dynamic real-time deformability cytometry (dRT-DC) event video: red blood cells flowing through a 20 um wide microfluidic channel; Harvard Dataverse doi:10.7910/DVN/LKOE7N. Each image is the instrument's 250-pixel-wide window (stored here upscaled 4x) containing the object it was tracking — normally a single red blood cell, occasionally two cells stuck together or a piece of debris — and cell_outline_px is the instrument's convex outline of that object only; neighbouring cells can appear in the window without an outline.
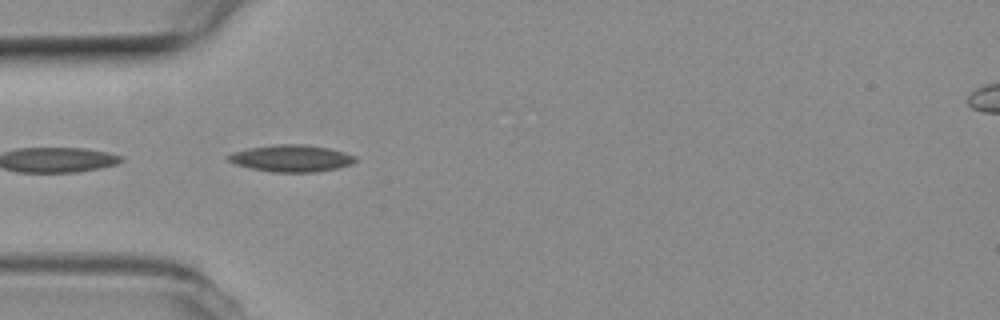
{"species": "common noctule bat (a hibernating species)", "species_latin": "Nyctalus noctula", "temperature_condition": "room temperature", "stored_images_in_passage": 11, "camera_frame_rate_fps": 3000, "um_per_image_px": 0.085, "animal": {"sex": "female", "body_mass_g": 19.3, "forearm_length_mm": 54.1}, "frame": {"image": 1, "passage_image": 2, "time_ms": 0.333, "image_size_px": [1000, 320], "cell_outline_px": [[356, 160], [352, 164], [336, 168], [316, 172], [272, 172], [252, 168], [236, 164], [228, 160], [228, 156], [232, 152], [248, 148], [276, 144], [300, 144], [328, 148], [344, 152], [356, 156]], "centroid_in_image_um": [24.77, 13.45], "position_along_channel_um": 60.2, "area_um2": 19.71}}
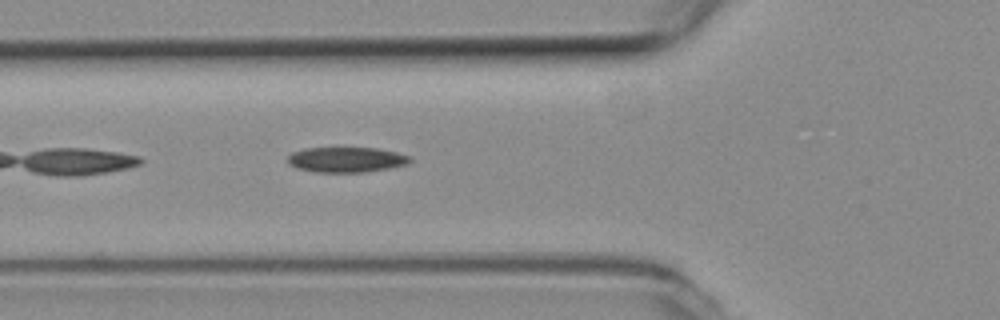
{"frame": {"image": 2, "passage_image": 5, "time_ms": 1.333, "image_size_px": [1000, 320], "cell_outline_px": [[412, 160], [408, 164], [388, 168], [364, 172], [316, 172], [296, 168], [288, 164], [288, 156], [292, 152], [304, 148], [376, 148], [396, 152], [408, 156]], "centroid_in_image_um": [29.4, 13.57], "position_along_channel_um": 96.4, "area_um2": 17.92}}
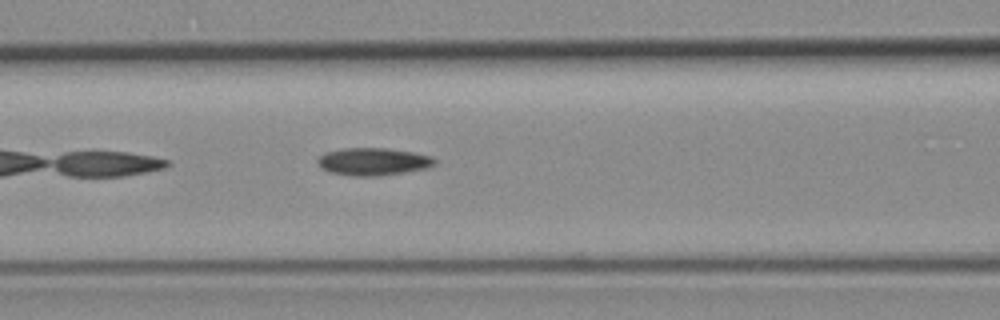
{"frame": {"image": 3, "passage_image": 8, "time_ms": 2.333, "image_size_px": [1000, 320], "cell_outline_px": [[436, 164], [428, 168], [380, 176], [352, 176], [328, 172], [320, 168], [316, 164], [316, 156], [324, 152], [344, 148], [388, 148], [416, 152], [432, 156], [436, 160]], "centroid_in_image_um": [31.68, 13.73], "position_along_channel_um": 134.9, "area_um2": 19.31}}